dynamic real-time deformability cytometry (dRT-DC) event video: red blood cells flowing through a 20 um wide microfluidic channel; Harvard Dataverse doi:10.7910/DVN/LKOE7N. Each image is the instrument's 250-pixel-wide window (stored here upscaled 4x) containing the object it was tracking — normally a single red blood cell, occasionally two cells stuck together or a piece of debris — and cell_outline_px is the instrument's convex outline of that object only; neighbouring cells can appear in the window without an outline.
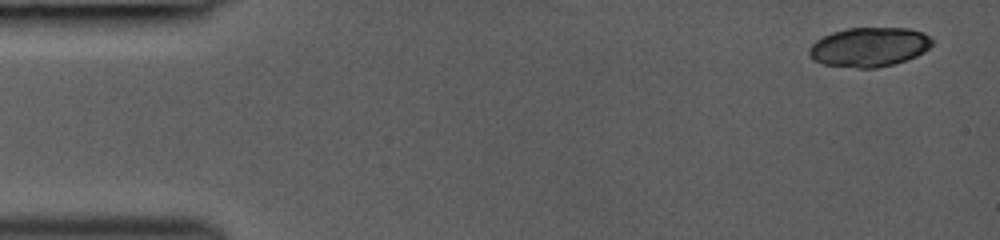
{"species": "common noctule bat (a hibernating species)", "species_latin": "Nyctalus noctula", "temperature_condition": "room temperature", "stored_images_in_passage": 15, "camera_frame_rate_fps": 3000, "um_per_image_px": 0.085, "animal": {"sex": "female", "body_mass_g": 19.0, "forearm_length_mm": 53.3}, "frame": {"image": 1, "passage_image": 1, "time_ms": 0.0, "image_size_px": [1000, 240], "cell_outline_px": [[932, 44], [924, 52], [916, 56], [892, 64], [876, 68], [860, 68], [824, 64], [812, 60], [808, 52], [808, 48], [816, 40], [832, 32], [848, 28], [908, 28], [924, 32], [932, 40]], "centroid_in_image_um": [73.86, 3.99], "position_along_channel_um": 11.1, "area_um2": 28.09}}
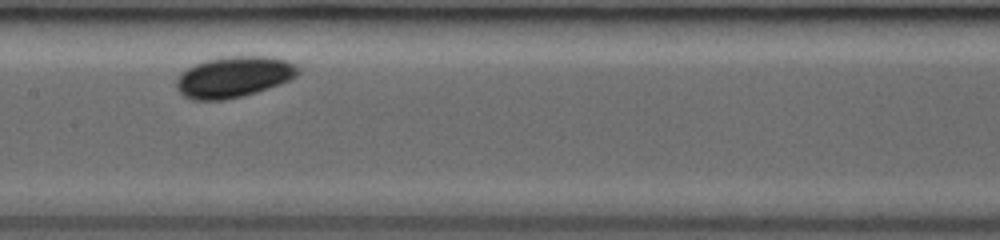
{"frame": {"image": 2, "passage_image": 10, "time_ms": 5.0, "image_size_px": [1000, 240], "cell_outline_px": [[300, 72], [296, 76], [280, 84], [256, 92], [224, 100], [192, 100], [184, 96], [176, 88], [176, 80], [188, 68], [204, 60], [224, 56], [268, 56], [284, 60], [296, 64], [300, 68]], "centroid_in_image_um": [19.88, 6.53], "position_along_channel_um": 187.5, "area_um2": 28.96}}
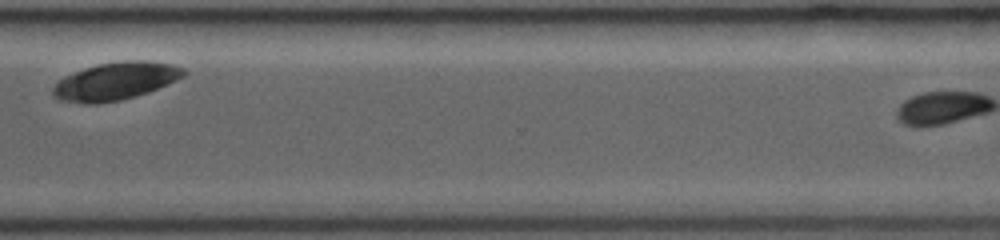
{"frame": {"image": 3, "passage_image": 14, "time_ms": 9.333, "image_size_px": [1000, 240], "cell_outline_px": [[188, 72], [184, 76], [176, 80], [148, 92], [136, 96], [120, 100], [96, 104], [84, 104], [60, 100], [52, 96], [52, 88], [64, 76], [84, 68], [100, 64], [124, 60], [148, 60], [172, 64], [184, 68]], "centroid_in_image_um": [9.82, 6.9], "position_along_channel_um": 360.8, "area_um2": 28.78}}